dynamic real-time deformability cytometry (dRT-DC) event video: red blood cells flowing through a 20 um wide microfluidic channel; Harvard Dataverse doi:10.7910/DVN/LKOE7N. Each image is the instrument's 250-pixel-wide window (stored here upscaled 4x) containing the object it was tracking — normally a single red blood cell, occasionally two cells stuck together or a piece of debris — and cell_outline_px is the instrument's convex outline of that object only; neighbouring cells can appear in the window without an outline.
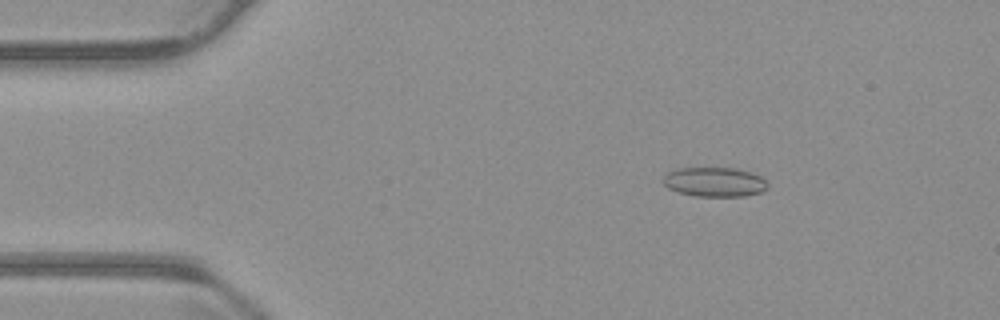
{"species": "common noctule bat (a hibernating species)", "species_latin": "Nyctalus noctula", "temperature_condition": "warm", "stored_images_in_passage": 55, "camera_frame_rate_fps": 3000, "um_per_image_px": 0.085, "animal": {"sex": "male", "body_mass_g": 23.1, "forearm_length_mm": 52.7}, "frame": {"image": 1, "passage_image": 9, "time_ms": 2.667, "image_size_px": [1000, 320], "cell_outline_px": [[768, 188], [760, 192], [744, 196], [696, 196], [676, 192], [668, 188], [664, 184], [664, 176], [668, 172], [676, 168], [736, 168], [760, 176], [768, 184]], "centroid_in_image_um": [60.71, 15.47], "position_along_channel_um": 24.3, "area_um2": 17.86}}
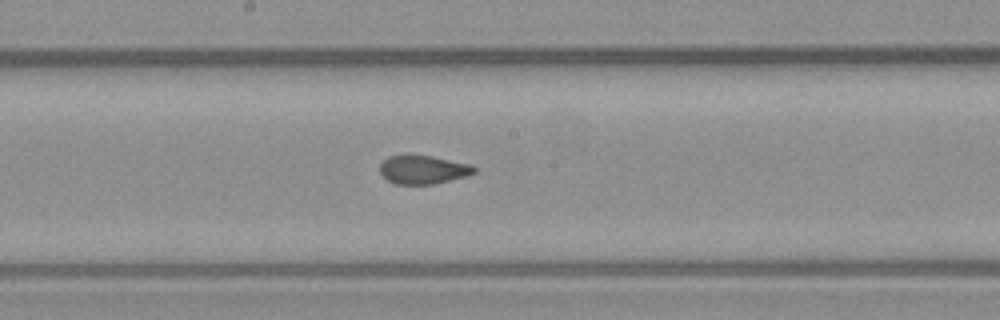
{"frame": {"image": 2, "passage_image": 29, "time_ms": 9.333, "image_size_px": [1000, 320], "cell_outline_px": [[476, 172], [468, 176], [432, 184], [396, 184], [388, 180], [380, 172], [380, 164], [388, 156], [408, 152], [432, 156], [472, 164], [476, 168]], "centroid_in_image_um": [35.96, 14.37], "position_along_channel_um": 212.2, "area_um2": 16.18}}
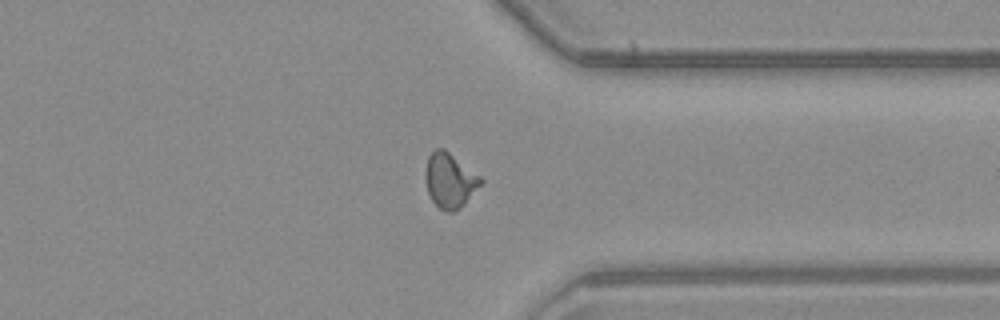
{"frame": {"image": 3, "passage_image": 42, "time_ms": 13.667, "image_size_px": [1000, 320], "cell_outline_px": [[484, 180], [464, 204], [460, 208], [452, 212], [448, 212], [440, 208], [432, 200], [428, 192], [424, 176], [428, 156], [436, 148], [444, 148], [480, 176]], "centroid_in_image_um": [38.22, 15.33], "position_along_channel_um": 373.2, "area_um2": 17.46}, "authors_computed_cell_mechanics": {"area_um2": 16.8198, "velocity_mm_per_s": 3.8133, "shape_relaxation_time_tau1_ms": null, "shape_relaxation_time_tau2_ms": 0.9885, "deformation_change_tau1": null, "deformation_change_tau2": 0.0717}}